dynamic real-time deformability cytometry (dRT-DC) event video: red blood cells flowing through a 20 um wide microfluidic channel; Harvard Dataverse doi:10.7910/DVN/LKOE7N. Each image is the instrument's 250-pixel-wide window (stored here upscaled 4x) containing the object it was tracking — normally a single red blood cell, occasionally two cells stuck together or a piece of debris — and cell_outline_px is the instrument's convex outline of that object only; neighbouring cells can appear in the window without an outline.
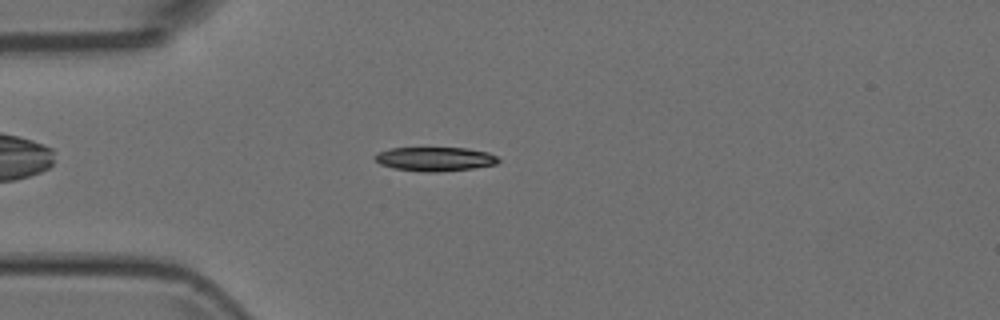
{"species": "Egyptian fruit bat (a non-hibernating species)", "species_latin": "Rousettus aegyptiacus", "temperature_condition": "room temperature", "stored_images_in_passage": 2, "camera_frame_rate_fps": 3000, "um_per_image_px": 0.085, "animal": {"sex": "female"}, "frame": {"image": 1, "passage_image": 2, "time_ms": 0.333, "image_size_px": [1000, 320], "cell_outline_px": [[500, 160], [496, 164], [472, 168], [436, 172], [428, 172], [392, 168], [380, 164], [372, 156], [376, 152], [392, 148], [468, 148], [488, 152], [496, 156]], "centroid_in_image_um": [36.94, 13.51], "position_along_channel_um": 48.1, "area_um2": 17.28}}